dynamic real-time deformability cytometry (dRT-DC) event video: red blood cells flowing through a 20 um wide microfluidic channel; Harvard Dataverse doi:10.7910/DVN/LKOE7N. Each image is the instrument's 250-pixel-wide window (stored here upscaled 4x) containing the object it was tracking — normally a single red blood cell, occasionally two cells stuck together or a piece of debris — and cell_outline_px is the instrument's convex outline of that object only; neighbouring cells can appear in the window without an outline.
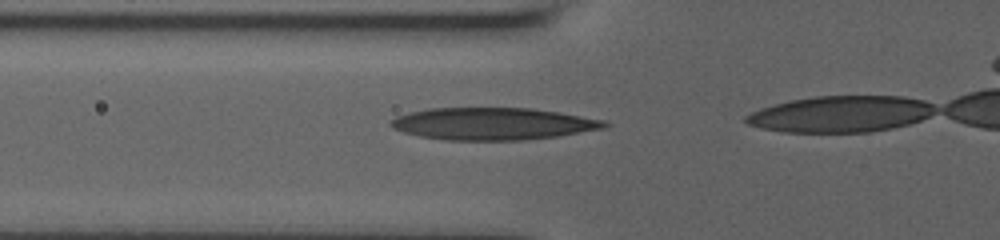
{"species": "human", "species_latin": "Homo sapiens", "temperature_condition": "room temperature", "stored_images_in_passage": 8, "camera_frame_rate_fps": 3000, "um_per_image_px": 0.085, "donor": {"sex": "male"}, "frame": {"image": 1, "passage_image": 7, "time_ms": 4.667, "image_size_px": [1000, 240], "cell_outline_px": [[612, 124], [600, 128], [556, 136], [524, 140], [448, 140], [420, 136], [404, 132], [392, 128], [388, 124], [388, 120], [396, 116], [408, 112], [428, 108], [532, 108], [604, 120]], "centroid_in_image_um": [41.79, 10.51], "position_along_channel_um": 84.0, "area_um2": 39.88}}